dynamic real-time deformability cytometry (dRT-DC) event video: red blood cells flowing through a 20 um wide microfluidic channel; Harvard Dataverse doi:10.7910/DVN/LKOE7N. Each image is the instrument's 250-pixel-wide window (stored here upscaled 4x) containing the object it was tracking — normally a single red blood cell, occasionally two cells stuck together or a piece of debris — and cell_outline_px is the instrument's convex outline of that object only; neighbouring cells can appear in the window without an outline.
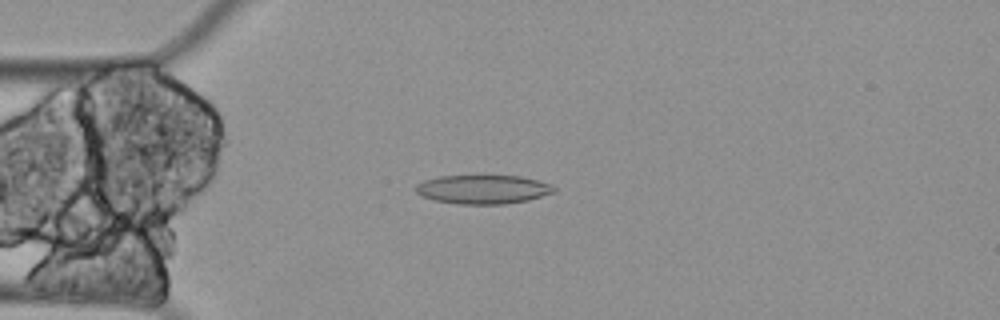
{"species": "Egyptian fruit bat (a non-hibernating species)", "species_latin": "Rousettus aegyptiacus", "temperature_condition": "cold", "stored_images_in_passage": 59, "camera_frame_rate_fps": 3000, "um_per_image_px": 0.085, "animal": {"sex": "female"}, "frame": {"image": 1, "passage_image": 15, "time_ms": 4.667, "image_size_px": [1000, 320], "cell_outline_px": [[556, 192], [528, 200], [504, 204], [460, 204], [436, 200], [420, 196], [416, 192], [416, 184], [424, 180], [440, 176], [520, 176], [552, 184], [556, 188]], "centroid_in_image_um": [41.07, 16.1], "position_along_channel_um": 43.9, "area_um2": 23.24}}
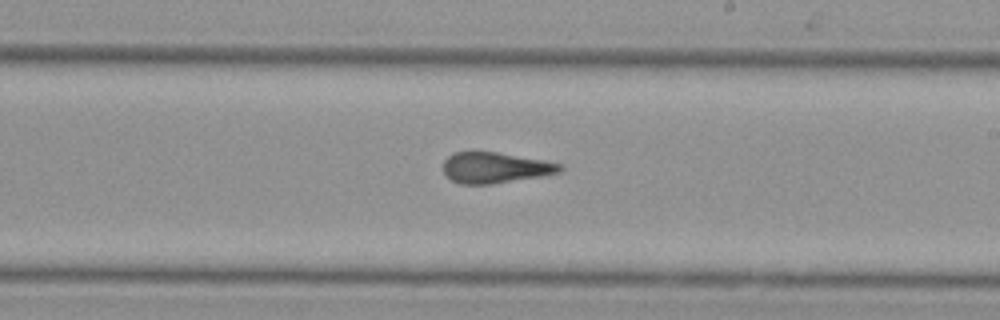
{"frame": {"image": 2, "passage_image": 34, "time_ms": 11.0, "image_size_px": [1000, 320], "cell_outline_px": [[564, 168], [560, 172], [544, 176], [492, 184], [460, 184], [452, 180], [444, 172], [444, 160], [452, 152], [496, 152], [544, 160], [564, 164]], "centroid_in_image_um": [42.13, 14.26], "position_along_channel_um": 246.9, "area_um2": 21.04}}
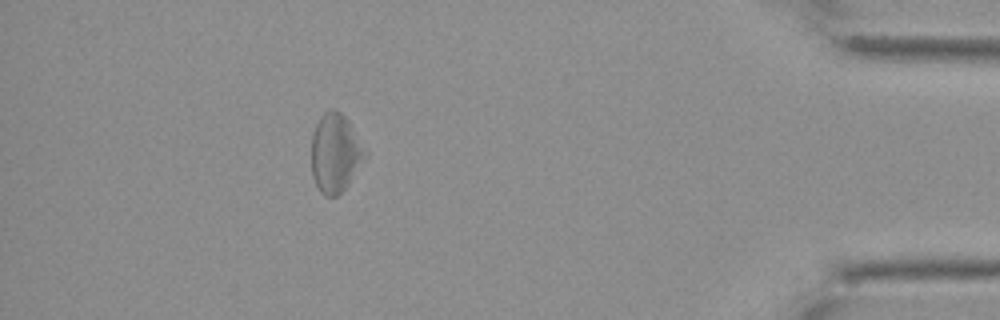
{"frame": {"image": 3, "passage_image": 53, "time_ms": 17.333, "image_size_px": [1000, 320], "cell_outline_px": [[368, 156], [348, 184], [336, 196], [324, 196], [320, 192], [312, 176], [312, 132], [320, 116], [324, 112], [332, 108], [336, 108], [348, 120], [368, 152]], "centroid_in_image_um": [28.51, 12.99], "position_along_channel_um": 406.7, "area_um2": 24.8}, "authors_computed_cell_mechanics": {"area_um2": 23.8136, "velocity_mm_per_s": 3.3113, "shape_relaxation_time_tau1_ms": null, "shape_relaxation_time_tau2_ms": 2.8932, "deformation_change_tau1": null, "deformation_change_tau2": 0.1415}}